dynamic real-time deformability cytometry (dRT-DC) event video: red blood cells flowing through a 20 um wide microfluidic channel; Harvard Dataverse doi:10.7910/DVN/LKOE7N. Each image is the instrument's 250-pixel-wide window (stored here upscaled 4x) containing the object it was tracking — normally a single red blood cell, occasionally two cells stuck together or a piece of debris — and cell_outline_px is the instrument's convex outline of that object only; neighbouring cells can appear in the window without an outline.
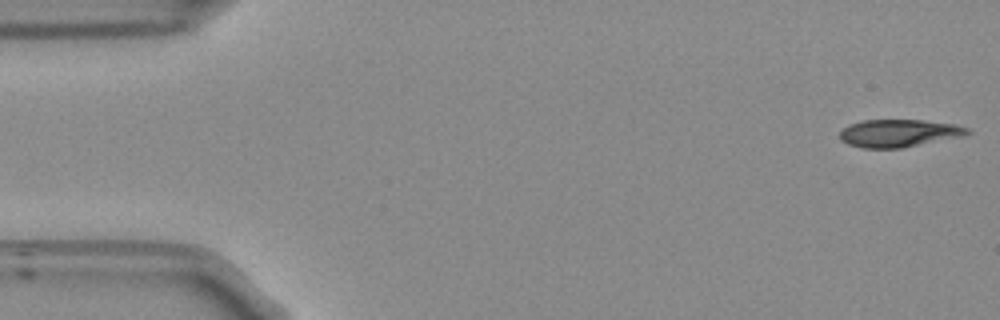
{"species": "Egyptian fruit bat (a non-hibernating species)", "species_latin": "Rousettus aegyptiacus", "temperature_condition": "room temperature", "stored_images_in_passage": 52, "camera_frame_rate_fps": 3000, "um_per_image_px": 0.085, "frame": {"image": 1, "passage_image": 1, "time_ms": 0.0, "image_size_px": [1000, 320], "cell_outline_px": [[972, 132], [960, 136], [900, 148], [860, 148], [848, 144], [840, 140], [840, 132], [848, 124], [864, 120], [924, 120], [956, 124], [972, 128]], "centroid_in_image_um": [76.39, 11.31], "position_along_channel_um": 8.6, "area_um2": 20.52}}
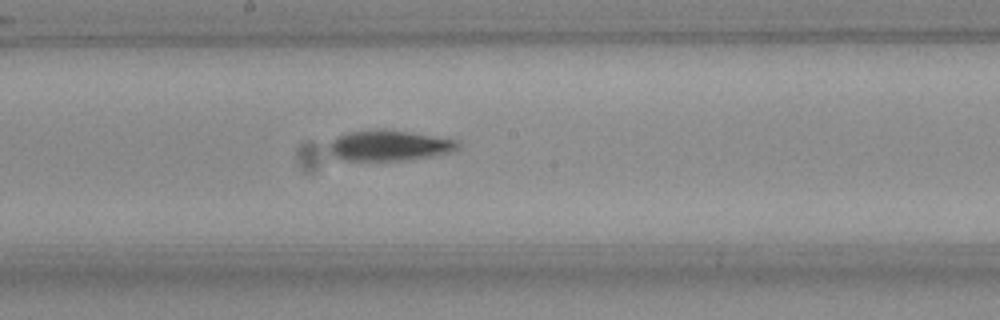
{"frame": {"image": 2, "passage_image": 27, "time_ms": 8.667, "image_size_px": [1000, 320], "cell_outline_px": [[460, 148], [452, 152], [412, 160], [340, 160], [332, 156], [328, 148], [328, 144], [332, 140], [340, 136], [352, 132], [384, 128], [460, 140]], "centroid_in_image_um": [33.12, 12.38], "position_along_channel_um": 215.1, "area_um2": 23.18}}
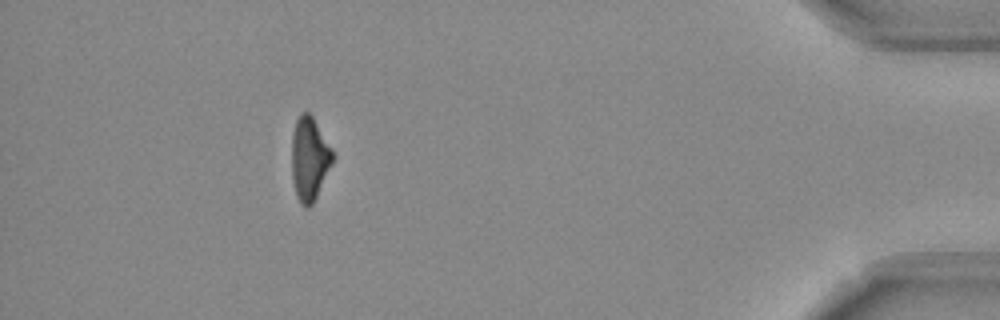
{"frame": {"image": 3, "passage_image": 47, "time_ms": 15.333, "image_size_px": [1000, 320], "cell_outline_px": [[332, 164], [312, 204], [308, 208], [304, 208], [300, 204], [296, 196], [292, 180], [292, 132], [296, 120], [300, 112], [308, 112], [312, 116], [332, 148]], "centroid_in_image_um": [26.28, 13.5], "position_along_channel_um": 408.9, "area_um2": 19.88}, "authors_computed_cell_mechanics": {"area_um2": 21.7039, "velocity_mm_per_s": 3.8126, "shape_relaxation_time_tau1_ms": 3.5411, "shape_relaxation_time_tau2_ms": null, "deformation_change_tau1": 0.1526, "deformation_change_tau2": null}}